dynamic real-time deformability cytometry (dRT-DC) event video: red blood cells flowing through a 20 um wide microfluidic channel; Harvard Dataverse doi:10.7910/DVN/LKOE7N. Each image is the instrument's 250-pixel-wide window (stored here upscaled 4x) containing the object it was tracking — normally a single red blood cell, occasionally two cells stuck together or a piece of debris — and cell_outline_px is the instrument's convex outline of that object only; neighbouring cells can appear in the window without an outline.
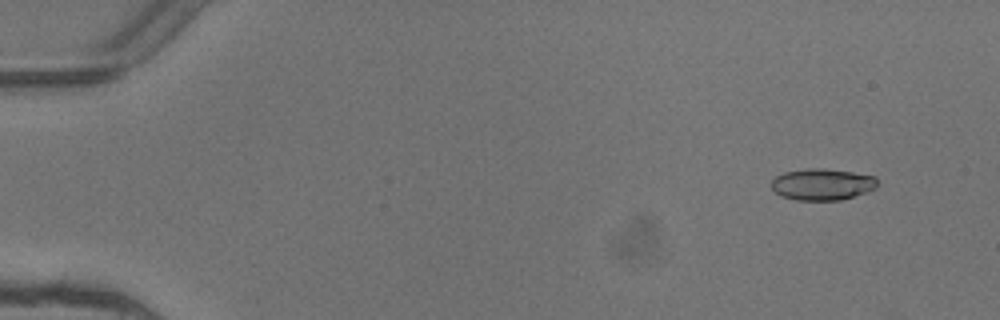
{"species": "common noctule bat (a hibernating species)", "species_latin": "Nyctalus noctula", "temperature_condition": "warm", "stored_images_in_passage": 5, "camera_frame_rate_fps": 3000, "um_per_image_px": 0.085, "animal": {"sex": "female"}, "frame": {"image": 1, "passage_image": 1, "time_ms": 0.0, "image_size_px": [1000, 320], "cell_outline_px": [[876, 188], [840, 200], [796, 200], [780, 196], [772, 188], [772, 180], [776, 176], [784, 172], [808, 168], [824, 168], [852, 172], [876, 176]], "centroid_in_image_um": [69.86, 15.66], "position_along_channel_um": 15.1, "area_um2": 19.36}}
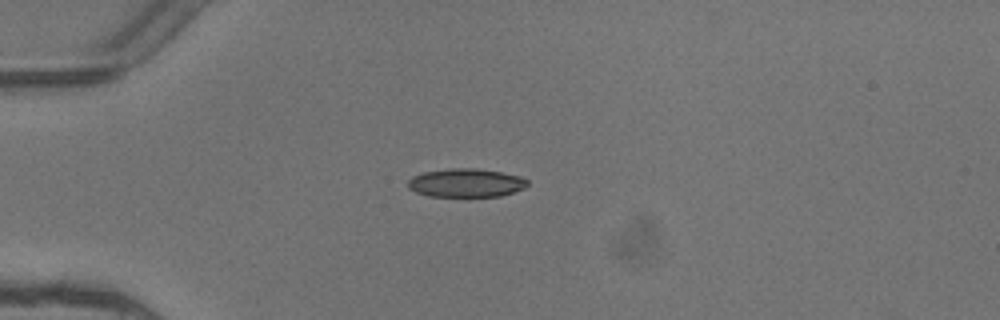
{"frame": {"image": 2, "passage_image": 3, "time_ms": 0.667, "image_size_px": [1000, 320], "cell_outline_px": [[528, 184], [524, 188], [500, 196], [428, 196], [416, 192], [408, 188], [408, 180], [412, 176], [424, 172], [448, 168], [476, 168], [500, 172], [520, 176], [528, 180]], "centroid_in_image_um": [39.59, 15.54], "position_along_channel_um": 45.4, "area_um2": 19.83}}
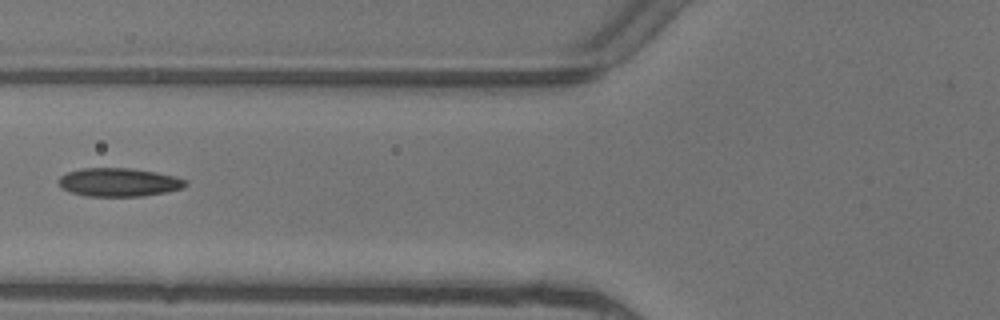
{"frame": {"image": 3, "passage_image": 5, "time_ms": 1.333, "image_size_px": [1000, 320], "cell_outline_px": [[188, 184], [184, 188], [164, 192], [140, 196], [88, 196], [72, 192], [60, 188], [56, 180], [60, 176], [68, 172], [80, 168], [132, 168], [156, 172], [176, 176], [188, 180]], "centroid_in_image_um": [10.1, 15.48], "position_along_channel_um": 115.7, "area_um2": 21.21}}